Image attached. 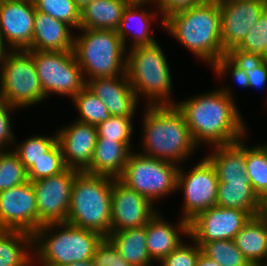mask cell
<instances>
[{
    "label": "cell",
    "instance_id": "obj_9",
    "mask_svg": "<svg viewBox=\"0 0 267 266\" xmlns=\"http://www.w3.org/2000/svg\"><path fill=\"white\" fill-rule=\"evenodd\" d=\"M0 71V100L19 109L46 99L28 50H10Z\"/></svg>",
    "mask_w": 267,
    "mask_h": 266
},
{
    "label": "cell",
    "instance_id": "obj_13",
    "mask_svg": "<svg viewBox=\"0 0 267 266\" xmlns=\"http://www.w3.org/2000/svg\"><path fill=\"white\" fill-rule=\"evenodd\" d=\"M80 172L66 168L60 174L32 182L38 210V228L47 223L66 222L72 185Z\"/></svg>",
    "mask_w": 267,
    "mask_h": 266
},
{
    "label": "cell",
    "instance_id": "obj_42",
    "mask_svg": "<svg viewBox=\"0 0 267 266\" xmlns=\"http://www.w3.org/2000/svg\"><path fill=\"white\" fill-rule=\"evenodd\" d=\"M212 68L221 77L230 72L238 85L249 88V79L245 71L235 66L225 55L218 59Z\"/></svg>",
    "mask_w": 267,
    "mask_h": 266
},
{
    "label": "cell",
    "instance_id": "obj_29",
    "mask_svg": "<svg viewBox=\"0 0 267 266\" xmlns=\"http://www.w3.org/2000/svg\"><path fill=\"white\" fill-rule=\"evenodd\" d=\"M201 253L221 266H252L233 240L195 241Z\"/></svg>",
    "mask_w": 267,
    "mask_h": 266
},
{
    "label": "cell",
    "instance_id": "obj_19",
    "mask_svg": "<svg viewBox=\"0 0 267 266\" xmlns=\"http://www.w3.org/2000/svg\"><path fill=\"white\" fill-rule=\"evenodd\" d=\"M56 134L65 166L84 172L91 165L97 143L96 126L74 121L73 124L58 130Z\"/></svg>",
    "mask_w": 267,
    "mask_h": 266
},
{
    "label": "cell",
    "instance_id": "obj_15",
    "mask_svg": "<svg viewBox=\"0 0 267 266\" xmlns=\"http://www.w3.org/2000/svg\"><path fill=\"white\" fill-rule=\"evenodd\" d=\"M252 217L244 210L212 206L189 221L193 241L233 240Z\"/></svg>",
    "mask_w": 267,
    "mask_h": 266
},
{
    "label": "cell",
    "instance_id": "obj_41",
    "mask_svg": "<svg viewBox=\"0 0 267 266\" xmlns=\"http://www.w3.org/2000/svg\"><path fill=\"white\" fill-rule=\"evenodd\" d=\"M13 109H18L11 106L9 103L0 100V151H7L5 148L7 145L14 144V132L11 128L10 113ZM11 110V111H10ZM5 147V148H4Z\"/></svg>",
    "mask_w": 267,
    "mask_h": 266
},
{
    "label": "cell",
    "instance_id": "obj_10",
    "mask_svg": "<svg viewBox=\"0 0 267 266\" xmlns=\"http://www.w3.org/2000/svg\"><path fill=\"white\" fill-rule=\"evenodd\" d=\"M179 166L132 151L118 179L153 203L177 190Z\"/></svg>",
    "mask_w": 267,
    "mask_h": 266
},
{
    "label": "cell",
    "instance_id": "obj_35",
    "mask_svg": "<svg viewBox=\"0 0 267 266\" xmlns=\"http://www.w3.org/2000/svg\"><path fill=\"white\" fill-rule=\"evenodd\" d=\"M57 142V134L54 137L36 135L31 136L18 145L13 152L28 170Z\"/></svg>",
    "mask_w": 267,
    "mask_h": 266
},
{
    "label": "cell",
    "instance_id": "obj_40",
    "mask_svg": "<svg viewBox=\"0 0 267 266\" xmlns=\"http://www.w3.org/2000/svg\"><path fill=\"white\" fill-rule=\"evenodd\" d=\"M225 56L238 68L246 71L259 67L266 59L261 55L231 48L225 52Z\"/></svg>",
    "mask_w": 267,
    "mask_h": 266
},
{
    "label": "cell",
    "instance_id": "obj_34",
    "mask_svg": "<svg viewBox=\"0 0 267 266\" xmlns=\"http://www.w3.org/2000/svg\"><path fill=\"white\" fill-rule=\"evenodd\" d=\"M65 166L62 150L58 141L28 170L29 181L34 182L39 179L54 176L63 172Z\"/></svg>",
    "mask_w": 267,
    "mask_h": 266
},
{
    "label": "cell",
    "instance_id": "obj_32",
    "mask_svg": "<svg viewBox=\"0 0 267 266\" xmlns=\"http://www.w3.org/2000/svg\"><path fill=\"white\" fill-rule=\"evenodd\" d=\"M29 181L27 169L11 151H0V191Z\"/></svg>",
    "mask_w": 267,
    "mask_h": 266
},
{
    "label": "cell",
    "instance_id": "obj_7",
    "mask_svg": "<svg viewBox=\"0 0 267 266\" xmlns=\"http://www.w3.org/2000/svg\"><path fill=\"white\" fill-rule=\"evenodd\" d=\"M128 51L126 74L138 100L142 94L148 99L146 106L175 105L170 99L172 75L159 44L135 46Z\"/></svg>",
    "mask_w": 267,
    "mask_h": 266
},
{
    "label": "cell",
    "instance_id": "obj_43",
    "mask_svg": "<svg viewBox=\"0 0 267 266\" xmlns=\"http://www.w3.org/2000/svg\"><path fill=\"white\" fill-rule=\"evenodd\" d=\"M157 3H156V2ZM203 0H151L150 2L158 4V11L162 15L160 20H162V25H164V19L171 15L172 13L189 9L192 6L200 4Z\"/></svg>",
    "mask_w": 267,
    "mask_h": 266
},
{
    "label": "cell",
    "instance_id": "obj_51",
    "mask_svg": "<svg viewBox=\"0 0 267 266\" xmlns=\"http://www.w3.org/2000/svg\"><path fill=\"white\" fill-rule=\"evenodd\" d=\"M265 4H266V6H267V0H262Z\"/></svg>",
    "mask_w": 267,
    "mask_h": 266
},
{
    "label": "cell",
    "instance_id": "obj_8",
    "mask_svg": "<svg viewBox=\"0 0 267 266\" xmlns=\"http://www.w3.org/2000/svg\"><path fill=\"white\" fill-rule=\"evenodd\" d=\"M79 29L84 33L74 37L73 52L85 81L126 74L127 49L115 30Z\"/></svg>",
    "mask_w": 267,
    "mask_h": 266
},
{
    "label": "cell",
    "instance_id": "obj_27",
    "mask_svg": "<svg viewBox=\"0 0 267 266\" xmlns=\"http://www.w3.org/2000/svg\"><path fill=\"white\" fill-rule=\"evenodd\" d=\"M107 238L132 266H153L146 244V226L111 232Z\"/></svg>",
    "mask_w": 267,
    "mask_h": 266
},
{
    "label": "cell",
    "instance_id": "obj_16",
    "mask_svg": "<svg viewBox=\"0 0 267 266\" xmlns=\"http://www.w3.org/2000/svg\"><path fill=\"white\" fill-rule=\"evenodd\" d=\"M153 205L145 196L114 178L111 232L146 226L158 213Z\"/></svg>",
    "mask_w": 267,
    "mask_h": 266
},
{
    "label": "cell",
    "instance_id": "obj_30",
    "mask_svg": "<svg viewBox=\"0 0 267 266\" xmlns=\"http://www.w3.org/2000/svg\"><path fill=\"white\" fill-rule=\"evenodd\" d=\"M246 173L250 183L261 199L267 193V147L245 145Z\"/></svg>",
    "mask_w": 267,
    "mask_h": 266
},
{
    "label": "cell",
    "instance_id": "obj_11",
    "mask_svg": "<svg viewBox=\"0 0 267 266\" xmlns=\"http://www.w3.org/2000/svg\"><path fill=\"white\" fill-rule=\"evenodd\" d=\"M34 59L36 72L46 95H67L72 99L85 86L82 69L73 50L39 51L28 50Z\"/></svg>",
    "mask_w": 267,
    "mask_h": 266
},
{
    "label": "cell",
    "instance_id": "obj_28",
    "mask_svg": "<svg viewBox=\"0 0 267 266\" xmlns=\"http://www.w3.org/2000/svg\"><path fill=\"white\" fill-rule=\"evenodd\" d=\"M28 249H34L32 234L0 230V266H30L34 259Z\"/></svg>",
    "mask_w": 267,
    "mask_h": 266
},
{
    "label": "cell",
    "instance_id": "obj_33",
    "mask_svg": "<svg viewBox=\"0 0 267 266\" xmlns=\"http://www.w3.org/2000/svg\"><path fill=\"white\" fill-rule=\"evenodd\" d=\"M36 11L48 14L57 20L79 29L80 10L74 0H33Z\"/></svg>",
    "mask_w": 267,
    "mask_h": 266
},
{
    "label": "cell",
    "instance_id": "obj_44",
    "mask_svg": "<svg viewBox=\"0 0 267 266\" xmlns=\"http://www.w3.org/2000/svg\"><path fill=\"white\" fill-rule=\"evenodd\" d=\"M249 79V88H263L267 82V59L257 68L246 70Z\"/></svg>",
    "mask_w": 267,
    "mask_h": 266
},
{
    "label": "cell",
    "instance_id": "obj_50",
    "mask_svg": "<svg viewBox=\"0 0 267 266\" xmlns=\"http://www.w3.org/2000/svg\"><path fill=\"white\" fill-rule=\"evenodd\" d=\"M265 260H266V262H262L261 265H259V266H267V258Z\"/></svg>",
    "mask_w": 267,
    "mask_h": 266
},
{
    "label": "cell",
    "instance_id": "obj_39",
    "mask_svg": "<svg viewBox=\"0 0 267 266\" xmlns=\"http://www.w3.org/2000/svg\"><path fill=\"white\" fill-rule=\"evenodd\" d=\"M92 261L94 266H132L107 237L97 245Z\"/></svg>",
    "mask_w": 267,
    "mask_h": 266
},
{
    "label": "cell",
    "instance_id": "obj_46",
    "mask_svg": "<svg viewBox=\"0 0 267 266\" xmlns=\"http://www.w3.org/2000/svg\"><path fill=\"white\" fill-rule=\"evenodd\" d=\"M9 51H10V49L5 45L3 39L1 38V34H0V70H1L2 64L5 60V57Z\"/></svg>",
    "mask_w": 267,
    "mask_h": 266
},
{
    "label": "cell",
    "instance_id": "obj_3",
    "mask_svg": "<svg viewBox=\"0 0 267 266\" xmlns=\"http://www.w3.org/2000/svg\"><path fill=\"white\" fill-rule=\"evenodd\" d=\"M144 112L142 155L178 165L199 147L176 105L147 106Z\"/></svg>",
    "mask_w": 267,
    "mask_h": 266
},
{
    "label": "cell",
    "instance_id": "obj_25",
    "mask_svg": "<svg viewBox=\"0 0 267 266\" xmlns=\"http://www.w3.org/2000/svg\"><path fill=\"white\" fill-rule=\"evenodd\" d=\"M131 0H94L80 11L79 28L117 30Z\"/></svg>",
    "mask_w": 267,
    "mask_h": 266
},
{
    "label": "cell",
    "instance_id": "obj_47",
    "mask_svg": "<svg viewBox=\"0 0 267 266\" xmlns=\"http://www.w3.org/2000/svg\"><path fill=\"white\" fill-rule=\"evenodd\" d=\"M258 216L267 221V198L260 199V209Z\"/></svg>",
    "mask_w": 267,
    "mask_h": 266
},
{
    "label": "cell",
    "instance_id": "obj_49",
    "mask_svg": "<svg viewBox=\"0 0 267 266\" xmlns=\"http://www.w3.org/2000/svg\"><path fill=\"white\" fill-rule=\"evenodd\" d=\"M65 266H94V263L92 260L89 261H79V262H75L69 265H65Z\"/></svg>",
    "mask_w": 267,
    "mask_h": 266
},
{
    "label": "cell",
    "instance_id": "obj_5",
    "mask_svg": "<svg viewBox=\"0 0 267 266\" xmlns=\"http://www.w3.org/2000/svg\"><path fill=\"white\" fill-rule=\"evenodd\" d=\"M53 230L58 232L53 233ZM103 238L96 231L78 228L67 222L47 223L33 234L34 256L42 266H65L89 261Z\"/></svg>",
    "mask_w": 267,
    "mask_h": 266
},
{
    "label": "cell",
    "instance_id": "obj_6",
    "mask_svg": "<svg viewBox=\"0 0 267 266\" xmlns=\"http://www.w3.org/2000/svg\"><path fill=\"white\" fill-rule=\"evenodd\" d=\"M113 182L108 176L80 172L72 185L66 222L107 237L111 233Z\"/></svg>",
    "mask_w": 267,
    "mask_h": 266
},
{
    "label": "cell",
    "instance_id": "obj_14",
    "mask_svg": "<svg viewBox=\"0 0 267 266\" xmlns=\"http://www.w3.org/2000/svg\"><path fill=\"white\" fill-rule=\"evenodd\" d=\"M37 229V200L32 182L0 191V230H18L33 235Z\"/></svg>",
    "mask_w": 267,
    "mask_h": 266
},
{
    "label": "cell",
    "instance_id": "obj_2",
    "mask_svg": "<svg viewBox=\"0 0 267 266\" xmlns=\"http://www.w3.org/2000/svg\"><path fill=\"white\" fill-rule=\"evenodd\" d=\"M190 52L211 67L225 55L221 42L220 6L218 0L172 13L164 19V29Z\"/></svg>",
    "mask_w": 267,
    "mask_h": 266
},
{
    "label": "cell",
    "instance_id": "obj_48",
    "mask_svg": "<svg viewBox=\"0 0 267 266\" xmlns=\"http://www.w3.org/2000/svg\"><path fill=\"white\" fill-rule=\"evenodd\" d=\"M92 1L94 0H74V3L76 4L77 8L81 11Z\"/></svg>",
    "mask_w": 267,
    "mask_h": 266
},
{
    "label": "cell",
    "instance_id": "obj_37",
    "mask_svg": "<svg viewBox=\"0 0 267 266\" xmlns=\"http://www.w3.org/2000/svg\"><path fill=\"white\" fill-rule=\"evenodd\" d=\"M237 48L267 59V9L260 15Z\"/></svg>",
    "mask_w": 267,
    "mask_h": 266
},
{
    "label": "cell",
    "instance_id": "obj_38",
    "mask_svg": "<svg viewBox=\"0 0 267 266\" xmlns=\"http://www.w3.org/2000/svg\"><path fill=\"white\" fill-rule=\"evenodd\" d=\"M191 243L184 244L182 242L160 261V266H196L201 248L195 241L192 240Z\"/></svg>",
    "mask_w": 267,
    "mask_h": 266
},
{
    "label": "cell",
    "instance_id": "obj_21",
    "mask_svg": "<svg viewBox=\"0 0 267 266\" xmlns=\"http://www.w3.org/2000/svg\"><path fill=\"white\" fill-rule=\"evenodd\" d=\"M31 46L27 50L39 51H70L73 50L74 37L71 26L36 11Z\"/></svg>",
    "mask_w": 267,
    "mask_h": 266
},
{
    "label": "cell",
    "instance_id": "obj_12",
    "mask_svg": "<svg viewBox=\"0 0 267 266\" xmlns=\"http://www.w3.org/2000/svg\"><path fill=\"white\" fill-rule=\"evenodd\" d=\"M219 180L213 164L204 157L187 173L178 170L177 189L184 191L182 219L188 222L200 212L216 205Z\"/></svg>",
    "mask_w": 267,
    "mask_h": 266
},
{
    "label": "cell",
    "instance_id": "obj_20",
    "mask_svg": "<svg viewBox=\"0 0 267 266\" xmlns=\"http://www.w3.org/2000/svg\"><path fill=\"white\" fill-rule=\"evenodd\" d=\"M86 87L106 105L112 116H134L138 98L127 74L89 79Z\"/></svg>",
    "mask_w": 267,
    "mask_h": 266
},
{
    "label": "cell",
    "instance_id": "obj_45",
    "mask_svg": "<svg viewBox=\"0 0 267 266\" xmlns=\"http://www.w3.org/2000/svg\"><path fill=\"white\" fill-rule=\"evenodd\" d=\"M196 266H221L219 263L215 262L214 260L206 257L202 253H200Z\"/></svg>",
    "mask_w": 267,
    "mask_h": 266
},
{
    "label": "cell",
    "instance_id": "obj_36",
    "mask_svg": "<svg viewBox=\"0 0 267 266\" xmlns=\"http://www.w3.org/2000/svg\"><path fill=\"white\" fill-rule=\"evenodd\" d=\"M133 116H112L102 121L97 128V140H113L117 142H130L133 132Z\"/></svg>",
    "mask_w": 267,
    "mask_h": 266
},
{
    "label": "cell",
    "instance_id": "obj_26",
    "mask_svg": "<svg viewBox=\"0 0 267 266\" xmlns=\"http://www.w3.org/2000/svg\"><path fill=\"white\" fill-rule=\"evenodd\" d=\"M252 266H259L267 258V221L252 217L233 239Z\"/></svg>",
    "mask_w": 267,
    "mask_h": 266
},
{
    "label": "cell",
    "instance_id": "obj_1",
    "mask_svg": "<svg viewBox=\"0 0 267 266\" xmlns=\"http://www.w3.org/2000/svg\"><path fill=\"white\" fill-rule=\"evenodd\" d=\"M232 95L228 88L222 87L175 104L197 145L202 142L213 147L227 145L246 136V125Z\"/></svg>",
    "mask_w": 267,
    "mask_h": 266
},
{
    "label": "cell",
    "instance_id": "obj_17",
    "mask_svg": "<svg viewBox=\"0 0 267 266\" xmlns=\"http://www.w3.org/2000/svg\"><path fill=\"white\" fill-rule=\"evenodd\" d=\"M224 52L238 47L267 9L262 0H218Z\"/></svg>",
    "mask_w": 267,
    "mask_h": 266
},
{
    "label": "cell",
    "instance_id": "obj_4",
    "mask_svg": "<svg viewBox=\"0 0 267 266\" xmlns=\"http://www.w3.org/2000/svg\"><path fill=\"white\" fill-rule=\"evenodd\" d=\"M244 138L235 143L214 146L207 156L219 180L216 206L246 211L258 216L260 198L255 193L246 173Z\"/></svg>",
    "mask_w": 267,
    "mask_h": 266
},
{
    "label": "cell",
    "instance_id": "obj_22",
    "mask_svg": "<svg viewBox=\"0 0 267 266\" xmlns=\"http://www.w3.org/2000/svg\"><path fill=\"white\" fill-rule=\"evenodd\" d=\"M157 213L146 225V244L152 261L160 262L176 249L183 240L179 233L189 236V222L180 219L176 228ZM178 230V231H177Z\"/></svg>",
    "mask_w": 267,
    "mask_h": 266
},
{
    "label": "cell",
    "instance_id": "obj_24",
    "mask_svg": "<svg viewBox=\"0 0 267 266\" xmlns=\"http://www.w3.org/2000/svg\"><path fill=\"white\" fill-rule=\"evenodd\" d=\"M149 2L150 1L131 0L124 9L122 13V19L116 32L122 39L125 48L127 36L133 31L130 27L132 23H135L136 28L134 25H132L134 26V32L131 34V37L133 38H131L132 43L130 44L132 45H130V48L135 46L153 45L157 42L155 39H153L154 37L150 33V26L152 22L151 19L155 15L157 16V12L154 11L152 14H150L143 8V6L146 3L149 4Z\"/></svg>",
    "mask_w": 267,
    "mask_h": 266
},
{
    "label": "cell",
    "instance_id": "obj_31",
    "mask_svg": "<svg viewBox=\"0 0 267 266\" xmlns=\"http://www.w3.org/2000/svg\"><path fill=\"white\" fill-rule=\"evenodd\" d=\"M81 116L77 121L97 126L112 117L106 105L86 86L72 98Z\"/></svg>",
    "mask_w": 267,
    "mask_h": 266
},
{
    "label": "cell",
    "instance_id": "obj_23",
    "mask_svg": "<svg viewBox=\"0 0 267 266\" xmlns=\"http://www.w3.org/2000/svg\"><path fill=\"white\" fill-rule=\"evenodd\" d=\"M131 142L97 140L87 174L119 178L132 152Z\"/></svg>",
    "mask_w": 267,
    "mask_h": 266
},
{
    "label": "cell",
    "instance_id": "obj_18",
    "mask_svg": "<svg viewBox=\"0 0 267 266\" xmlns=\"http://www.w3.org/2000/svg\"><path fill=\"white\" fill-rule=\"evenodd\" d=\"M35 14L33 0H0V34L10 50L31 46Z\"/></svg>",
    "mask_w": 267,
    "mask_h": 266
}]
</instances>
